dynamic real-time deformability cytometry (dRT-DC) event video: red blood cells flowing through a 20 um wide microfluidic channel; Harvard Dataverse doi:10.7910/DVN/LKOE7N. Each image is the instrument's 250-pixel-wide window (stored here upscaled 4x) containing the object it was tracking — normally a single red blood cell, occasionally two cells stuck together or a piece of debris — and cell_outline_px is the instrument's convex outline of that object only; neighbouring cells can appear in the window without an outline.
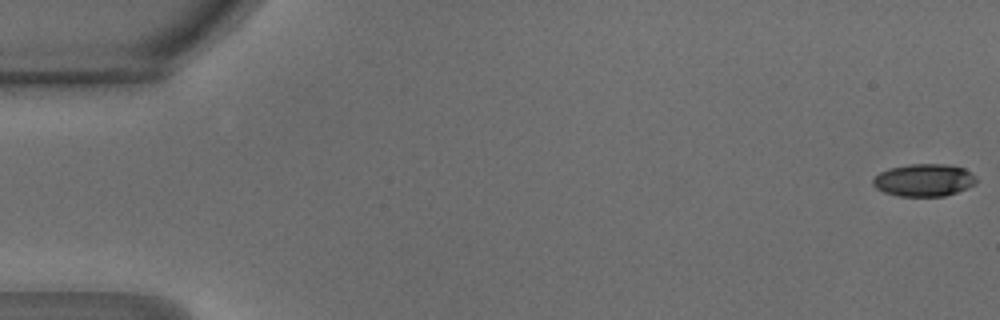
{"species": "common noctule bat (a hibernating species)", "species_latin": "Nyctalus noctula", "temperature_condition": "warm", "stored_images_in_passage": 15, "camera_frame_rate_fps": 3000, "um_per_image_px": 0.085, "animal": {"sex": "male", "body_mass_g": 18.8}, "frame": {"image": 1, "passage_image": 1, "time_ms": 0.0, "image_size_px": [1000, 320], "cell_outline_px": [[980, 180], [976, 184], [968, 188], [944, 196], [900, 196], [884, 192], [876, 188], [872, 184], [872, 180], [880, 172], [888, 168], [908, 164], [944, 164], [964, 168], [972, 172]], "centroid_in_image_um": [78.57, 15.3], "position_along_channel_um": 6.4, "area_um2": 19.77}}
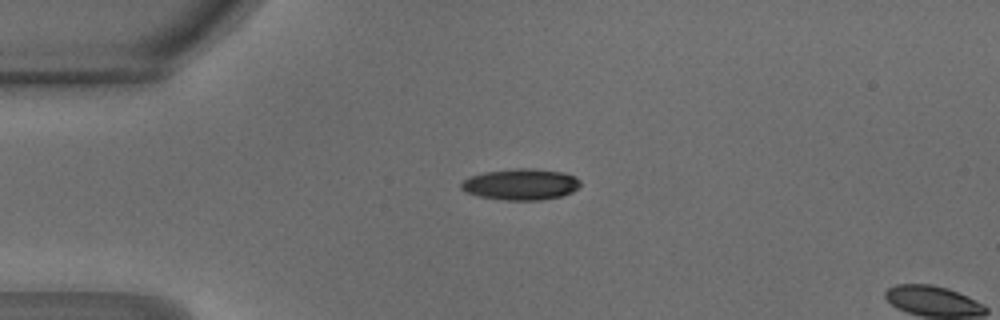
{"frame": {"image": 2, "passage_image": 12, "time_ms": 3.667, "image_size_px": [1000, 320], "cell_outline_px": [[580, 184], [572, 192], [560, 196], [540, 200], [504, 200], [476, 196], [464, 192], [460, 188], [460, 184], [468, 176], [484, 172], [516, 168], [536, 168], [564, 172], [576, 176], [580, 180]], "centroid_in_image_um": [44.23, 15.66], "position_along_channel_um": 40.8, "area_um2": 21.96}}